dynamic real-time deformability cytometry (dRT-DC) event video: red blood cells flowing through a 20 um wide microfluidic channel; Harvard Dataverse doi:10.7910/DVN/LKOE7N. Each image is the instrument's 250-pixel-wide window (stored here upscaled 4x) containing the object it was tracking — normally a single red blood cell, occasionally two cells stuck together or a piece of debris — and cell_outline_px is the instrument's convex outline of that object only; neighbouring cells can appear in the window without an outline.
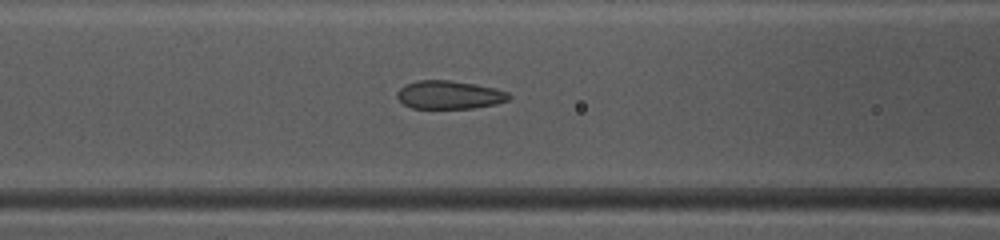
{"species": "common noctule bat (a hibernating species)", "species_latin": "Nyctalus noctula", "temperature_condition": "warm", "stored_images_in_passage": 49, "camera_frame_rate_fps": 3000, "um_per_image_px": 0.085, "animal": {"sex": "female", "body_mass_g": 10.0, "forearm_length_mm": 53.1}, "frame": {"image": 1, "passage_image": 21, "time_ms": 6.667, "image_size_px": [1000, 240], "cell_outline_px": [[512, 96], [508, 100], [496, 104], [472, 108], [412, 108], [404, 104], [396, 96], [396, 92], [404, 84], [416, 80], [448, 80], [476, 84], [496, 88], [508, 92]], "centroid_in_image_um": [38.19, 8.05], "position_along_channel_um": 128.4, "area_um2": 18.55}}
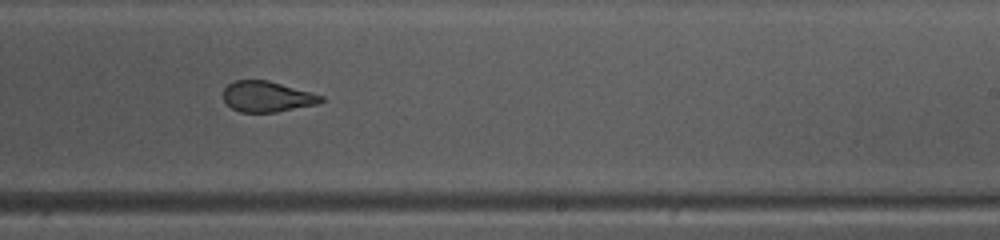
{"frame": {"image": 2, "passage_image": 31, "time_ms": 10.0, "image_size_px": [1000, 240], "cell_outline_px": [[324, 100], [320, 104], [276, 112], [240, 112], [232, 108], [224, 100], [224, 88], [228, 84], [236, 80], [268, 80], [324, 96]], "centroid_in_image_um": [22.73, 8.21], "position_along_channel_um": 266.3, "area_um2": 17.46}}
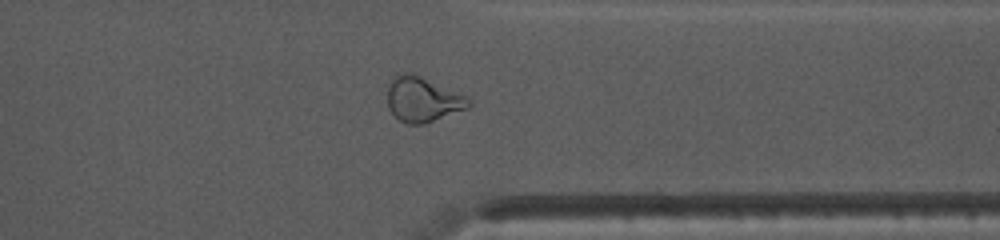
{"frame": {"image": 3, "passage_image": 39, "time_ms": 12.667, "image_size_px": [1000, 240], "cell_outline_px": [[472, 104], [468, 108], [424, 124], [408, 124], [400, 120], [388, 108], [388, 84], [396, 72], [404, 72], [420, 76], [468, 96], [472, 100]], "centroid_in_image_um": [35.94, 8.44], "position_along_channel_um": 375.5, "area_um2": 21.33}, "authors_computed_cell_mechanics": {"area_um2": 20.6924, "velocity_mm_per_s": 4.1376, "shape_relaxation_time_tau1_ms": 7.2445, "shape_relaxation_time_tau2_ms": 1.1886, "deformation_change_tau1": 0.1743, "deformation_change_tau2": 0.0541}}